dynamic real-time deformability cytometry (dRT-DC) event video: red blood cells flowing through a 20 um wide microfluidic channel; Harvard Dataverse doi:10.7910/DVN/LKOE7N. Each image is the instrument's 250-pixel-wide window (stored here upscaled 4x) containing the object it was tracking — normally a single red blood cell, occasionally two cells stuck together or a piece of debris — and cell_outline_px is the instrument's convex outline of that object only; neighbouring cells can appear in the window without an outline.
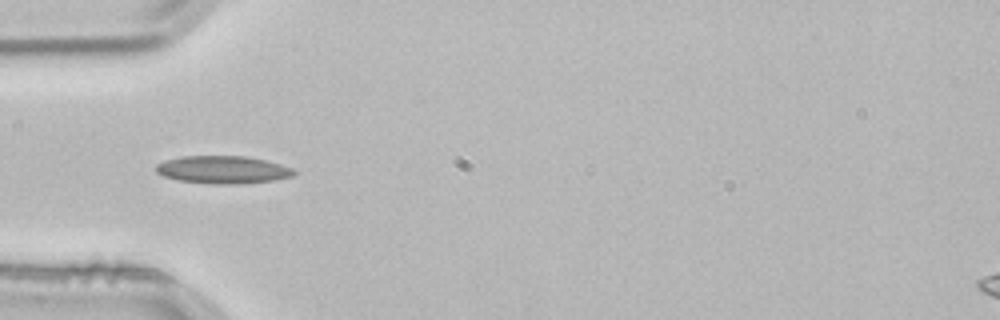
{"species": "common noctule bat (a hibernating species)", "species_latin": "Nyctalus noctula", "temperature_condition": "room temperature", "stored_images_in_passage": 3, "camera_frame_rate_fps": 3000, "um_per_image_px": 0.085, "animal": {"sex": "male", "body_mass_g": 21.5, "forearm_length_mm": 52.0}, "frame": {"image": 1, "passage_image": 3, "time_ms": 0.667, "image_size_px": [1000, 320], "cell_outline_px": [[296, 172], [292, 176], [272, 180], [240, 184], [212, 184], [180, 180], [164, 176], [156, 172], [156, 164], [164, 160], [180, 156], [244, 156], [264, 160], [280, 164], [292, 168]], "centroid_in_image_um": [18.91, 14.42], "position_along_channel_um": 66.1, "area_um2": 22.14}}